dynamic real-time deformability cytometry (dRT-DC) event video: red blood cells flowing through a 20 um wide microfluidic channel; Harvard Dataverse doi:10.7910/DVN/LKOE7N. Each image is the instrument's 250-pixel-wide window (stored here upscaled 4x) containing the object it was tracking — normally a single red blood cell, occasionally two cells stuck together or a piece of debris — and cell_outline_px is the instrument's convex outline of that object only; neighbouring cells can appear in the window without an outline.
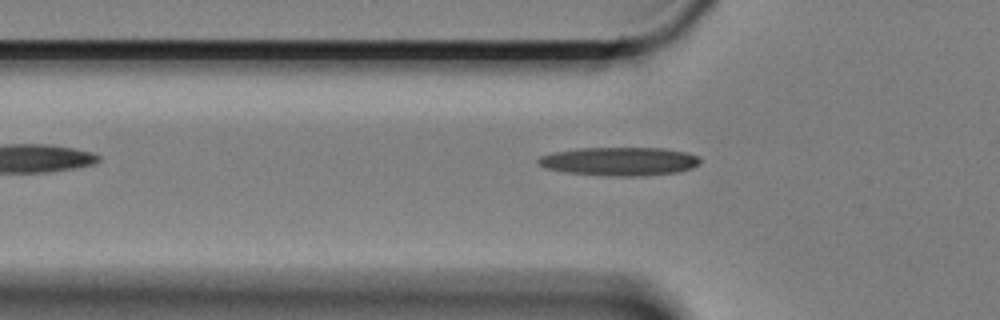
{"species": "Egyptian fruit bat (a non-hibernating species)", "species_latin": "Rousettus aegyptiacus", "temperature_condition": "cold", "stored_images_in_passage": 36, "camera_frame_rate_fps": 3000, "um_per_image_px": 0.085, "animal": {"sex": "female"}, "frame": {"image": 1, "passage_image": 2, "time_ms": 0.333, "image_size_px": [1000, 320], "cell_outline_px": [[700, 164], [692, 168], [676, 172], [644, 176], [600, 176], [564, 172], [544, 168], [536, 164], [536, 160], [540, 156], [552, 152], [576, 148], [660, 148], [684, 152], [696, 156], [700, 160]], "centroid_in_image_um": [52.56, 13.72], "position_along_channel_um": 73.2, "area_um2": 27.17}}
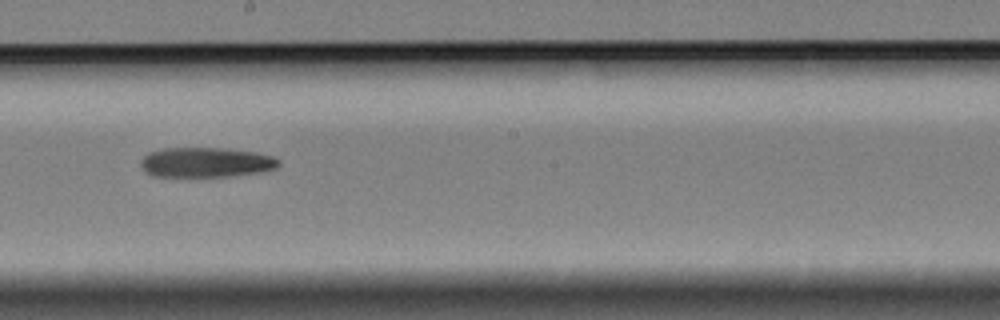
{"frame": {"image": 2, "passage_image": 16, "time_ms": 5.0, "image_size_px": [1000, 320], "cell_outline_px": [[280, 164], [276, 168], [264, 172], [228, 176], [152, 176], [144, 172], [140, 164], [140, 160], [148, 152], [164, 148], [220, 148], [256, 152], [276, 156], [280, 160]], "centroid_in_image_um": [17.52, 13.8], "position_along_channel_um": 230.7, "area_um2": 24.28}}
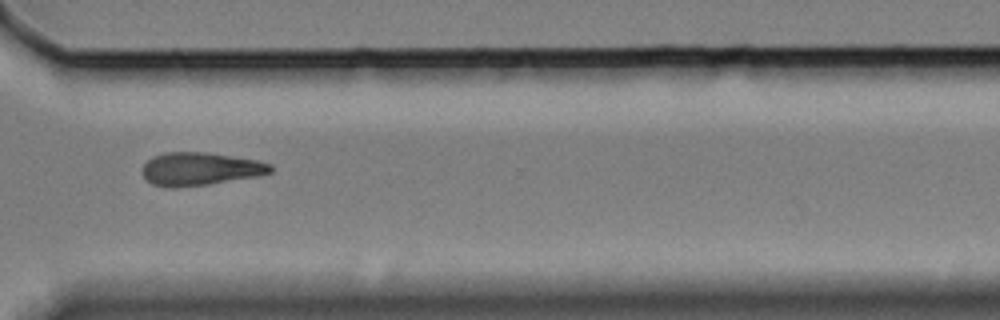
{"frame": {"image": 3, "passage_image": 27, "time_ms": 8.667, "image_size_px": [1000, 320], "cell_outline_px": [[272, 172], [256, 176], [208, 184], [176, 188], [164, 188], [152, 184], [144, 176], [144, 164], [152, 156], [164, 152], [204, 152], [256, 160], [272, 164]], "centroid_in_image_um": [16.98, 14.36], "position_along_channel_um": 353.6, "area_um2": 24.51}}